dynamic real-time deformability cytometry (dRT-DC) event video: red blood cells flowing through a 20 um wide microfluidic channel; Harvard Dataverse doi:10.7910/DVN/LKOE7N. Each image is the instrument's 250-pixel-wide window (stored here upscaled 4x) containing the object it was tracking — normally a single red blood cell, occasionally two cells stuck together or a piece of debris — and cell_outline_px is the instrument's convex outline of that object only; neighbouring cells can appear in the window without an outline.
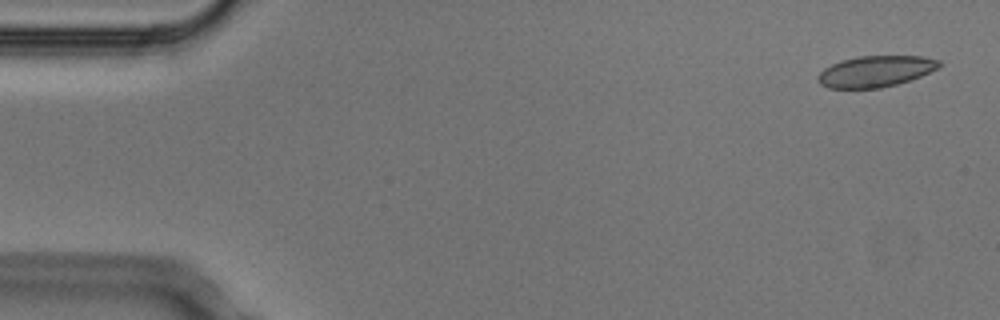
{"species": "Egyptian fruit bat (a non-hibernating species)", "species_latin": "Rousettus aegyptiacus", "temperature_condition": "cold", "stored_images_in_passage": 5, "segment_of_instrument_passage": [1, 2], "camera_frame_rate_fps": 3000, "um_per_image_px": 0.085, "animal": {"sex": "male"}, "frame": {"image": 1, "passage_image": 1, "time_ms": 0.0, "image_size_px": [1000, 320], "cell_outline_px": [[944, 64], [920, 76], [896, 84], [880, 88], [828, 88], [820, 84], [816, 80], [816, 76], [824, 68], [832, 64], [844, 60], [860, 56], [924, 56], [940, 60]], "centroid_in_image_um": [74.41, 6.06], "position_along_channel_um": 10.6, "area_um2": 21.91}}
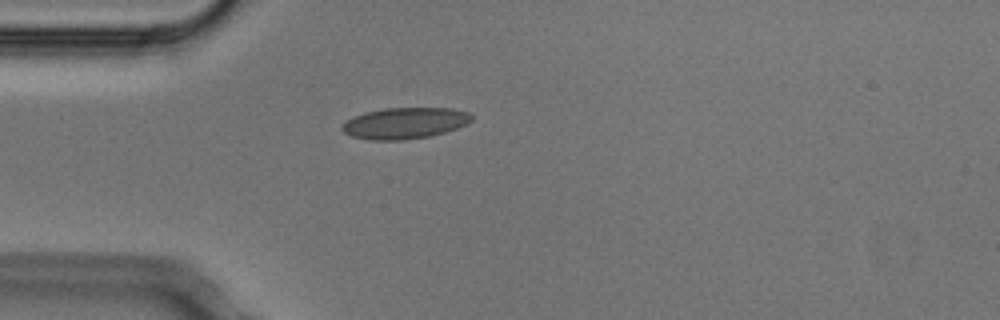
{"frame": {"image": 2, "passage_image": 4, "time_ms": 1.0, "image_size_px": [1000, 320], "cell_outline_px": [[472, 120], [456, 128], [444, 132], [428, 136], [400, 140], [372, 140], [352, 136], [344, 132], [340, 128], [348, 120], [364, 112], [384, 108], [452, 108], [468, 112], [472, 116]], "centroid_in_image_um": [34.4, 10.46], "position_along_channel_um": 50.6, "area_um2": 23.24}}